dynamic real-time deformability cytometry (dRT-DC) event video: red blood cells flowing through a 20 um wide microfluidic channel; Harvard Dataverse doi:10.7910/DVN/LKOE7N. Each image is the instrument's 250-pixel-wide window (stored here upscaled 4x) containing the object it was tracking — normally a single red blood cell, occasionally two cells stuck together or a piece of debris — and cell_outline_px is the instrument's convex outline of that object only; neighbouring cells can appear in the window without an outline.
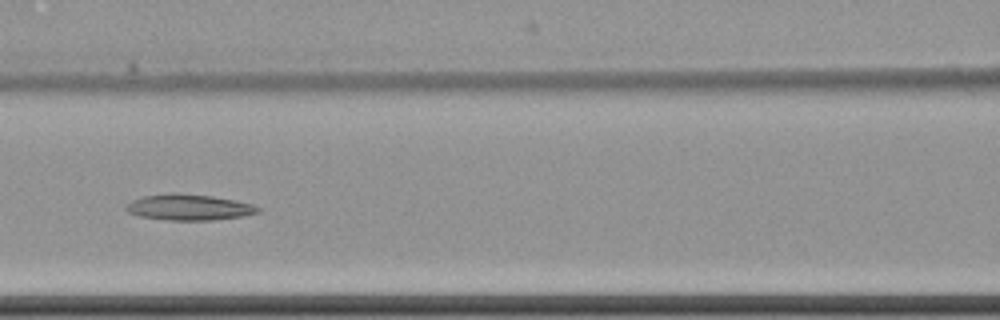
{"species": "common noctule bat (a hibernating species)", "species_latin": "Nyctalus noctula", "temperature_condition": "cold", "stored_images_in_passage": 10, "camera_frame_rate_fps": 3000, "um_per_image_px": 0.085, "animal": {"sex": "female", "body_mass_g": 22.7, "forearm_length_mm": 54.2}, "frame": {"image": 1, "passage_image": 7, "time_ms": 7.0, "image_size_px": [1000, 320], "cell_outline_px": [[260, 212], [244, 216], [212, 220], [164, 220], [140, 216], [128, 212], [124, 208], [132, 200], [144, 196], [168, 192], [176, 192], [212, 196], [236, 200], [252, 204], [260, 208]], "centroid_in_image_um": [16.06, 17.61], "position_along_channel_um": 150.5, "area_um2": 20.11}}
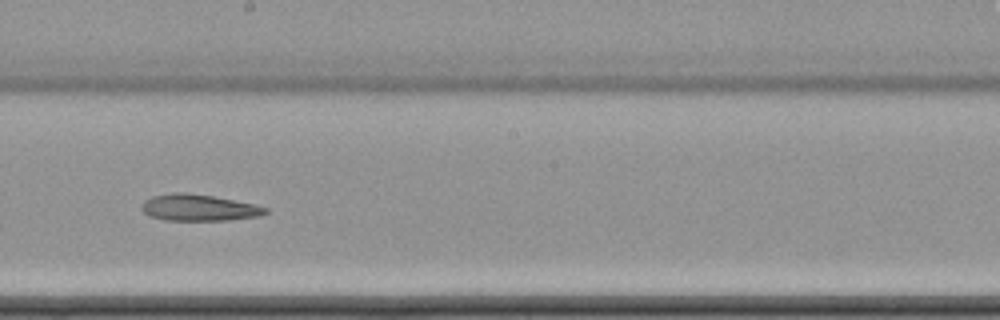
{"frame": {"image": 2, "passage_image": 9, "time_ms": 9.333, "image_size_px": [1000, 320], "cell_outline_px": [[268, 212], [256, 216], [228, 220], [164, 220], [148, 216], [140, 208], [144, 200], [152, 196], [172, 192], [184, 192], [212, 196], [256, 204], [268, 208]], "centroid_in_image_um": [16.85, 17.64], "position_along_channel_um": 231.3, "area_um2": 19.13}}
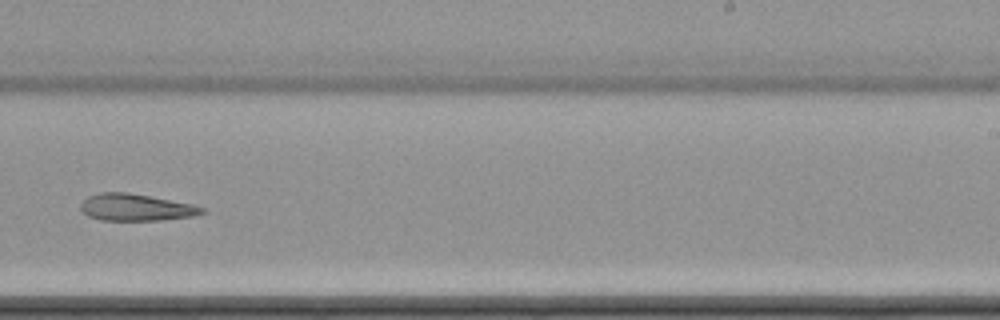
{"frame": {"image": 3, "passage_image": 10, "time_ms": 10.667, "image_size_px": [1000, 320], "cell_outline_px": [[204, 212], [192, 216], [160, 220], [100, 220], [88, 216], [80, 208], [80, 204], [88, 196], [100, 192], [128, 192], [192, 204], [204, 208]], "centroid_in_image_um": [11.51, 17.62], "position_along_channel_um": 277.5, "area_um2": 18.84}}